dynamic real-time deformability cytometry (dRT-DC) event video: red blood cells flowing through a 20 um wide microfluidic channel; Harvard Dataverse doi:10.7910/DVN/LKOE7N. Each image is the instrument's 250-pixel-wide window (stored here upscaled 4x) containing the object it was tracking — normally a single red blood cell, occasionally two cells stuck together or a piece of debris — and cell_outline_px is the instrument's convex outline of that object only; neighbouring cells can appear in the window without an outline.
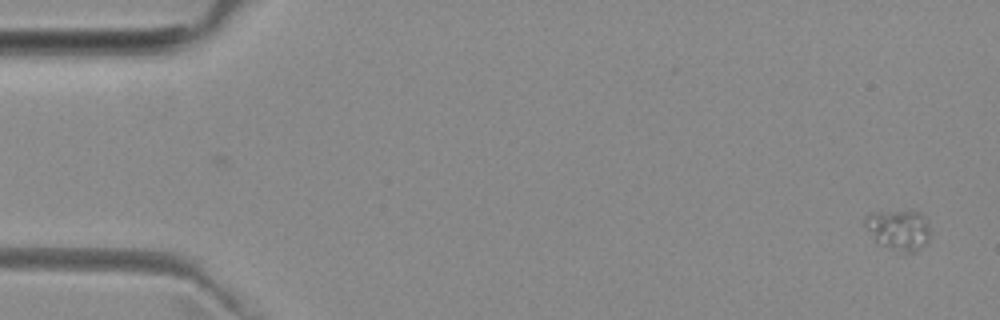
{"species": "common noctule bat (a hibernating species)", "species_latin": "Nyctalus noctula", "temperature_condition": "room temperature", "stored_images_in_passage": 5, "camera_frame_rate_fps": 3000, "um_per_image_px": 0.085, "animal": {"sex": "female", "body_mass_g": 29.2, "forearm_length_mm": 56.3}, "frame": {"image": 1, "passage_image": 1, "time_ms": 0.0, "image_size_px": [1000, 320], "cell_outline_px": [[928, 240], [916, 252], [904, 256], [900, 256], [876, 244], [864, 224], [864, 216], [872, 212], [908, 208], [912, 208], [920, 212], [924, 216], [928, 224]], "centroid_in_image_um": [76.34, 19.55], "position_along_channel_um": 8.7, "area_um2": 16.7}}
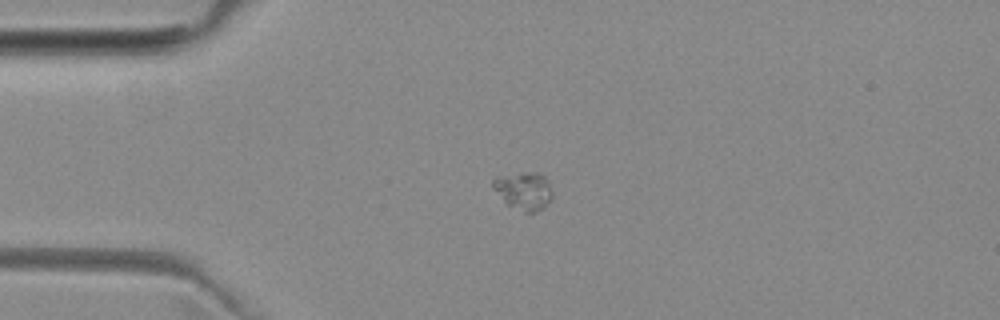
{"frame": {"image": 2, "passage_image": 4, "time_ms": 3.667, "image_size_px": [1000, 320], "cell_outline_px": [[552, 200], [544, 208], [536, 212], [524, 212], [508, 204], [492, 188], [492, 180], [496, 176], [524, 172], [536, 172], [544, 176], [548, 180], [552, 192]], "centroid_in_image_um": [44.54, 16.21], "position_along_channel_um": 40.5, "area_um2": 13.18}}